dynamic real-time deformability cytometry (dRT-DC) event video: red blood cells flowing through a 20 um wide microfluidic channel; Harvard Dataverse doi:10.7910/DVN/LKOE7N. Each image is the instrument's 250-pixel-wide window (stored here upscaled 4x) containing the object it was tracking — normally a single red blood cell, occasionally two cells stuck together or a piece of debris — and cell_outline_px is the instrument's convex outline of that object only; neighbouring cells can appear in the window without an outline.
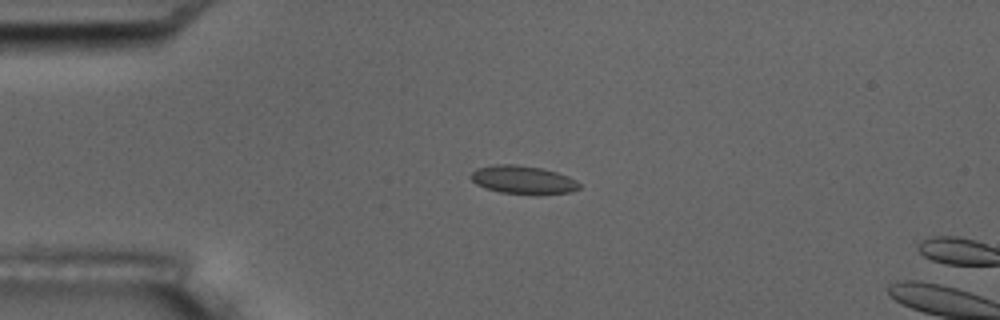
{"species": "common noctule bat (a hibernating species)", "species_latin": "Nyctalus noctula", "temperature_condition": "room temperature", "stored_images_in_passage": 4, "camera_frame_rate_fps": 3000, "um_per_image_px": 0.085, "animal": {"sex": "male", "body_mass_g": 17.5, "forearm_length_mm": 52.3}, "frame": {"image": 1, "passage_image": 3, "time_ms": 2.333, "image_size_px": [1000, 320], "cell_outline_px": [[580, 188], [572, 192], [500, 192], [484, 188], [476, 184], [468, 176], [476, 168], [496, 164], [512, 164], [540, 168], [556, 172], [568, 176], [576, 180], [580, 184]], "centroid_in_image_um": [44.39, 15.24], "position_along_channel_um": 40.6, "area_um2": 17.22}}